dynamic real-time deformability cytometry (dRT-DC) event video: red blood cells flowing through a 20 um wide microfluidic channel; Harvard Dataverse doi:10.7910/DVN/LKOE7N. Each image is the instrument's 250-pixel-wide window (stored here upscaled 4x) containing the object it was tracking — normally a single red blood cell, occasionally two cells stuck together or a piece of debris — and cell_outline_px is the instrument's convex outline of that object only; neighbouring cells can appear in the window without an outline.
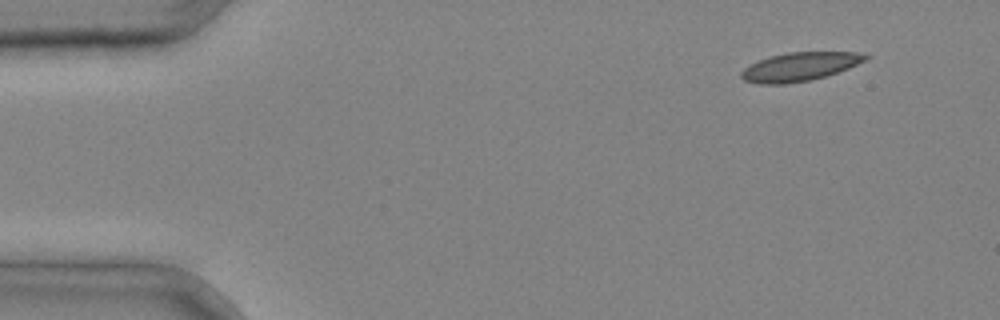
{"species": "common noctule bat (a hibernating species)", "species_latin": "Nyctalus noctula", "temperature_condition": "cold", "stored_images_in_passage": 3, "camera_frame_rate_fps": 3000, "um_per_image_px": 0.085, "animal": {"sex": "male", "body_mass_g": 20.4}, "frame": {"image": 1, "passage_image": 1, "time_ms": 0.0, "image_size_px": [1000, 320], "cell_outline_px": [[872, 56], [868, 60], [848, 68], [824, 76], [808, 80], [784, 84], [760, 84], [744, 80], [740, 76], [740, 72], [744, 68], [760, 60], [772, 56], [788, 52], [864, 52]], "centroid_in_image_um": [68.03, 5.66], "position_along_channel_um": 17.0, "area_um2": 20.58}}
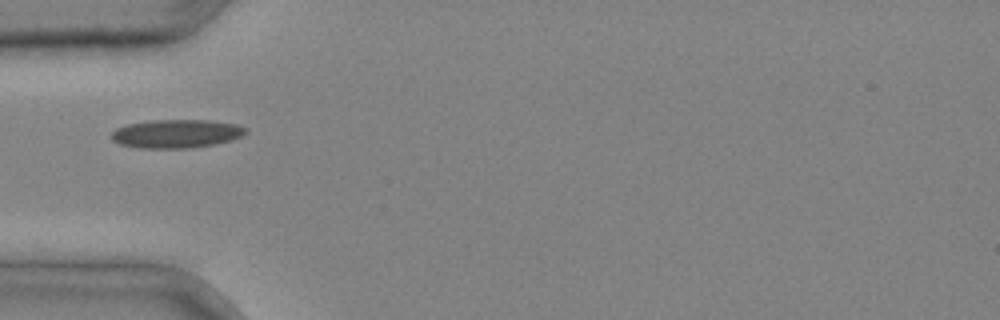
{"frame": {"image": 2, "passage_image": 3, "time_ms": 0.667, "image_size_px": [1000, 320], "cell_outline_px": [[248, 132], [232, 140], [216, 144], [192, 148], [140, 148], [120, 144], [112, 140], [112, 132], [116, 128], [128, 124], [152, 120], [208, 120], [236, 124], [248, 128]], "centroid_in_image_um": [15.02, 11.36], "position_along_channel_um": 70.0, "area_um2": 22.37}}